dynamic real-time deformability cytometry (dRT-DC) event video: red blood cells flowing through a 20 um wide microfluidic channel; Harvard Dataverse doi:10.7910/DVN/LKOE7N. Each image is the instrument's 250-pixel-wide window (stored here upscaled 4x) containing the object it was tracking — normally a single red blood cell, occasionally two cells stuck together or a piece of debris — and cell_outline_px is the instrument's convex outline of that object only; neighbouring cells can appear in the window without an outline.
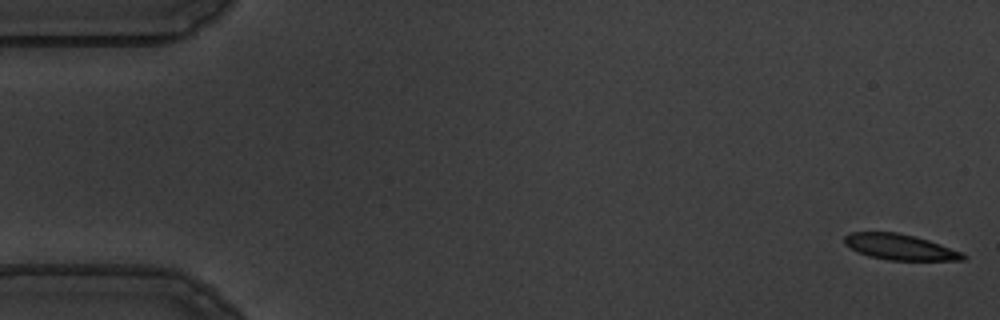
{"species": "common noctule bat (a hibernating species)", "species_latin": "Nyctalus noctula", "temperature_condition": "warm", "stored_images_in_passage": 56, "camera_frame_rate_fps": 3000, "um_per_image_px": 0.085, "animal": {"sex": "male", "body_mass_g": 19.5, "forearm_length_mm": 54.6}, "frame": {"image": 1, "passage_image": 1, "time_ms": 0.0, "image_size_px": [1000, 320], "cell_outline_px": [[968, 256], [964, 260], [888, 260], [868, 256], [844, 244], [844, 236], [848, 232], [896, 232], [916, 236], [940, 244], [960, 252]], "centroid_in_image_um": [76.47, 20.99], "position_along_channel_um": 8.5, "area_um2": 17.69}}
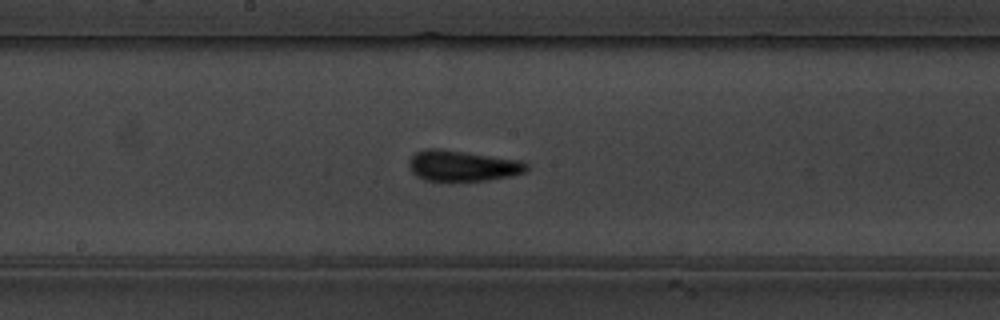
{"frame": {"image": 2, "passage_image": 29, "time_ms": 9.333, "image_size_px": [1000, 320], "cell_outline_px": [[528, 168], [524, 172], [512, 176], [488, 180], [424, 180], [416, 176], [412, 172], [408, 164], [408, 160], [416, 152], [424, 148], [440, 148], [524, 160], [528, 164]], "centroid_in_image_um": [39.33, 14.07], "position_along_channel_um": 208.9, "area_um2": 21.33}}
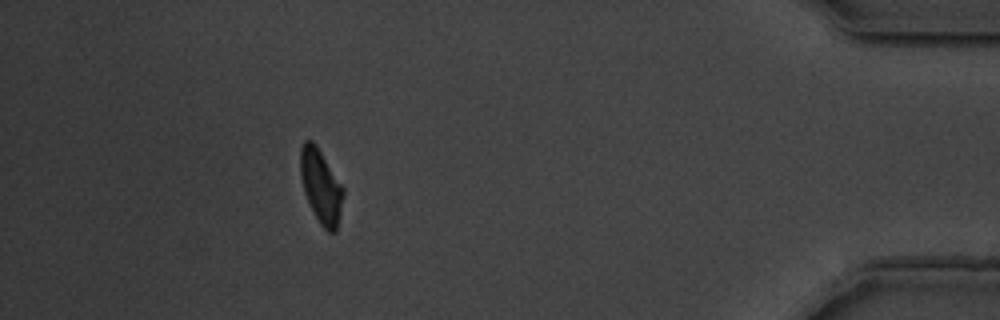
{"frame": {"image": 3, "passage_image": 50, "time_ms": 16.333, "image_size_px": [1000, 320], "cell_outline_px": [[344, 196], [340, 216], [336, 232], [328, 232], [320, 224], [304, 192], [300, 176], [300, 148], [304, 140], [312, 140], [316, 144], [344, 188]], "centroid_in_image_um": [27.28, 15.82], "position_along_channel_um": 407.9, "area_um2": 18.44}, "authors_computed_cell_mechanics": {"area_um2": 19.1318, "velocity_mm_per_s": 3.6156, "shape_relaxation_time_tau1_ms": 4.1312, "shape_relaxation_time_tau2_ms": 2.2103, "deformation_change_tau1": 0.1546, "deformation_change_tau2": 0.056}}